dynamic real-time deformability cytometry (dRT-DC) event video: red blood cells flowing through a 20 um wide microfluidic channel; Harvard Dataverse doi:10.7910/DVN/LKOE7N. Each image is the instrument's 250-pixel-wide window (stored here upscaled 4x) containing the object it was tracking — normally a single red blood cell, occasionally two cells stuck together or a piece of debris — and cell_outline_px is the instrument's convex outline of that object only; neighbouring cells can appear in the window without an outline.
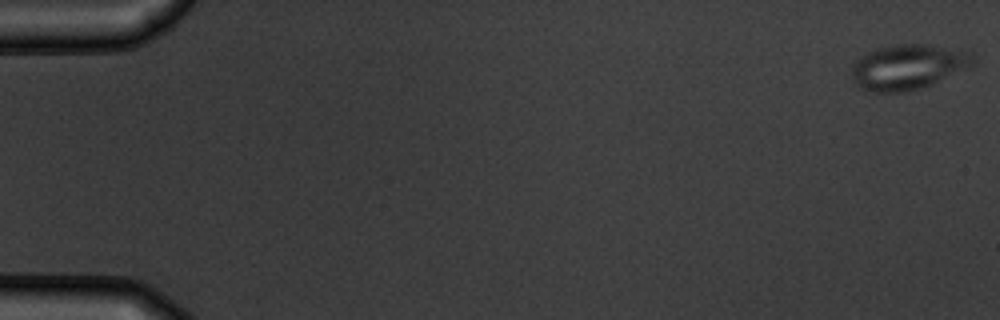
{"species": "common noctule bat (a hibernating species)", "species_latin": "Nyctalus noctula", "temperature_condition": "warm", "stored_images_in_passage": 6, "camera_frame_rate_fps": 3000, "um_per_image_px": 0.085, "animal": {"sex": "male", "body_mass_g": 19.5, "forearm_length_mm": 54.6}, "frame": {"image": 1, "passage_image": 1, "time_ms": 0.0, "image_size_px": [1000, 320], "cell_outline_px": [[976, 56], [972, 64], [920, 88], [904, 92], [864, 92], [856, 84], [852, 76], [852, 64], [860, 56], [868, 52], [880, 48], [900, 44], [928, 44], [972, 52]], "centroid_in_image_um": [77.11, 5.68], "position_along_channel_um": 7.9, "area_um2": 31.39}}